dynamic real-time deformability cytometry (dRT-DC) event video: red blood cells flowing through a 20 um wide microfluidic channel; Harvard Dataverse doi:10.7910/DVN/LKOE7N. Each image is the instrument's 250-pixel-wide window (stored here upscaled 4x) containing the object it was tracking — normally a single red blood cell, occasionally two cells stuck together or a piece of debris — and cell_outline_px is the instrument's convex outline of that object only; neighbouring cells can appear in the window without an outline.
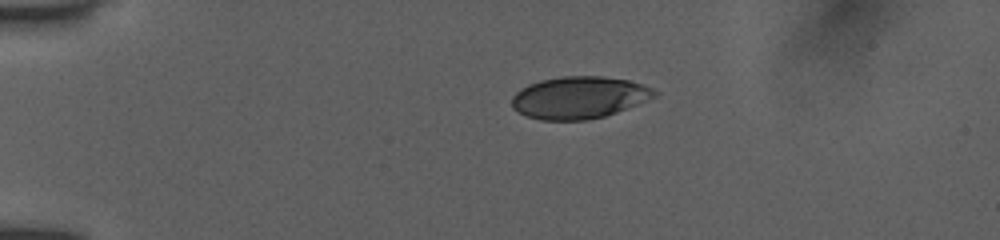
{"species": "human", "species_latin": "Homo sapiens", "temperature_condition": "room temperature", "stored_images_in_passage": 13, "camera_frame_rate_fps": 3000, "um_per_image_px": 0.085, "donor": {"sex": "female"}, "frame": {"image": 1, "passage_image": 1, "time_ms": 0.0, "image_size_px": [1000, 240], "cell_outline_px": [[660, 92], [656, 96], [616, 112], [604, 116], [588, 120], [540, 120], [528, 116], [512, 108], [512, 96], [520, 88], [528, 84], [540, 80], [564, 76], [600, 76], [628, 80], [652, 88]], "centroid_in_image_um": [49.2, 8.29], "position_along_channel_um": 35.8, "area_um2": 34.85}}
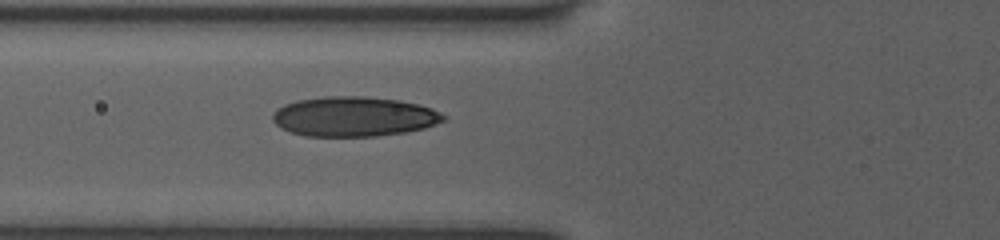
{"frame": {"image": 2, "passage_image": 8, "time_ms": 3.0, "image_size_px": [1000, 240], "cell_outline_px": [[448, 116], [444, 120], [424, 128], [404, 132], [376, 136], [308, 136], [292, 132], [276, 124], [272, 120], [272, 116], [284, 104], [300, 100], [324, 96], [364, 96], [400, 100], [420, 104], [432, 108]], "centroid_in_image_um": [30.14, 9.9], "position_along_channel_um": 95.7, "area_um2": 39.42}}
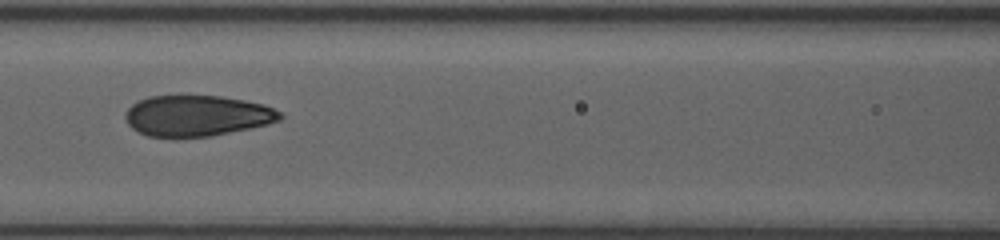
{"frame": {"image": 3, "passage_image": 11, "time_ms": 4.333, "image_size_px": [1000, 240], "cell_outline_px": [[284, 116], [280, 120], [268, 124], [212, 136], [148, 136], [132, 128], [128, 124], [124, 116], [124, 112], [132, 104], [148, 96], [220, 96], [244, 100], [264, 104], [280, 112]], "centroid_in_image_um": [16.75, 9.83], "position_along_channel_um": 149.9, "area_um2": 36.59}}